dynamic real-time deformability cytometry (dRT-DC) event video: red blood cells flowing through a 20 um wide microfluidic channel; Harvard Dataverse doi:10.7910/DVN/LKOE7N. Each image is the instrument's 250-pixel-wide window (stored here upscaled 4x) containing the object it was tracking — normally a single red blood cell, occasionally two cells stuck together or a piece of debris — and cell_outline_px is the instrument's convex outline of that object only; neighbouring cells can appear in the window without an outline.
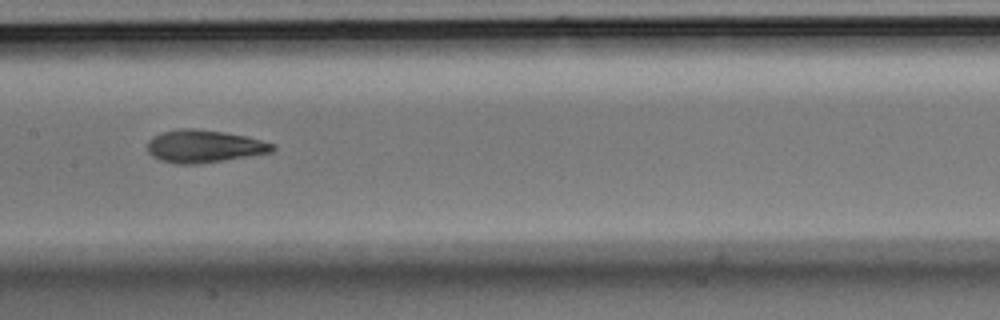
{"species": "Egyptian fruit bat (a non-hibernating species)", "species_latin": "Rousettus aegyptiacus", "temperature_condition": "room temperature", "stored_images_in_passage": 11, "camera_frame_rate_fps": 3000, "um_per_image_px": 0.085, "animal": {"sex": "male"}, "frame": {"image": 1, "passage_image": 8, "time_ms": 2.333, "image_size_px": [1000, 320], "cell_outline_px": [[276, 148], [272, 152], [224, 160], [196, 164], [176, 164], [160, 160], [152, 156], [148, 152], [148, 140], [152, 136], [160, 132], [184, 128], [192, 128], [224, 132], [248, 136], [272, 144]], "centroid_in_image_um": [17.31, 12.43], "position_along_channel_um": 190.1, "area_um2": 23.76}}
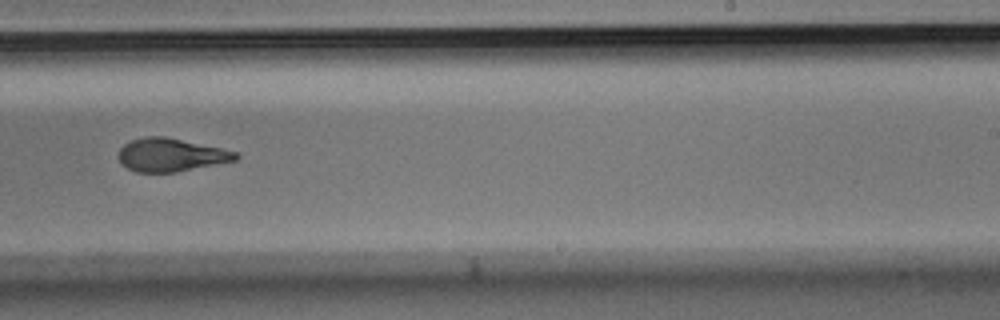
{"frame": {"image": 2, "passage_image": 10, "time_ms": 3.0, "image_size_px": [1000, 320], "cell_outline_px": [[240, 156], [236, 160], [176, 172], [136, 172], [128, 168], [120, 160], [120, 148], [124, 144], [132, 140], [144, 136], [164, 136], [220, 148], [236, 152]], "centroid_in_image_um": [14.52, 13.16], "position_along_channel_um": 274.5, "area_um2": 22.25}}
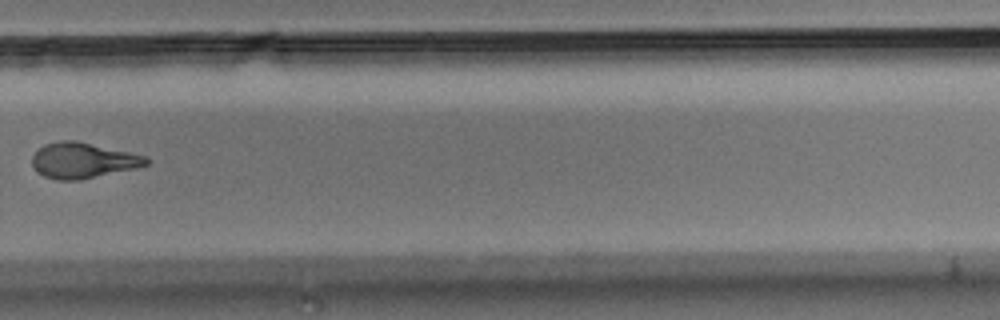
{"frame": {"image": 3, "passage_image": 11, "time_ms": 3.333, "image_size_px": [1000, 320], "cell_outline_px": [[148, 164], [132, 168], [80, 180], [56, 180], [44, 176], [32, 168], [32, 156], [44, 144], [60, 140], [76, 140], [148, 156]], "centroid_in_image_um": [7.0, 13.62], "position_along_channel_um": 322.8, "area_um2": 23.52}}